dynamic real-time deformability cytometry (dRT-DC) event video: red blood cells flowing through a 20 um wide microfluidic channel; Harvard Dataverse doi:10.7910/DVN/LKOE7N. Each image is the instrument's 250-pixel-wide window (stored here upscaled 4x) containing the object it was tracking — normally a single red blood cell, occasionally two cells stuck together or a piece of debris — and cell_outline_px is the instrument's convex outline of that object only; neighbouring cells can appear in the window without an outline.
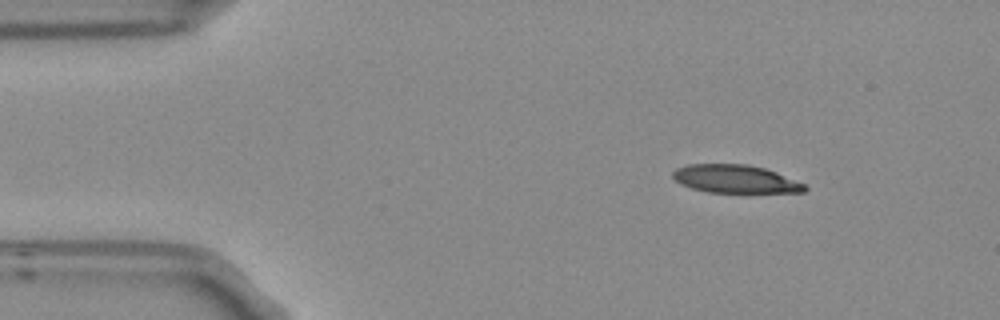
{"species": "Egyptian fruit bat (a non-hibernating species)", "species_latin": "Rousettus aegyptiacus", "temperature_condition": "room temperature", "stored_images_in_passage": 3, "camera_frame_rate_fps": 3000, "um_per_image_px": 0.085, "frame": {"image": 1, "passage_image": 1, "time_ms": 0.0, "image_size_px": [1000, 320], "cell_outline_px": [[808, 188], [804, 192], [708, 192], [692, 188], [680, 184], [672, 176], [672, 172], [676, 168], [688, 164], [748, 164], [764, 168], [776, 172], [804, 184]], "centroid_in_image_um": [62.47, 15.2], "position_along_channel_um": 22.5, "area_um2": 21.44}}